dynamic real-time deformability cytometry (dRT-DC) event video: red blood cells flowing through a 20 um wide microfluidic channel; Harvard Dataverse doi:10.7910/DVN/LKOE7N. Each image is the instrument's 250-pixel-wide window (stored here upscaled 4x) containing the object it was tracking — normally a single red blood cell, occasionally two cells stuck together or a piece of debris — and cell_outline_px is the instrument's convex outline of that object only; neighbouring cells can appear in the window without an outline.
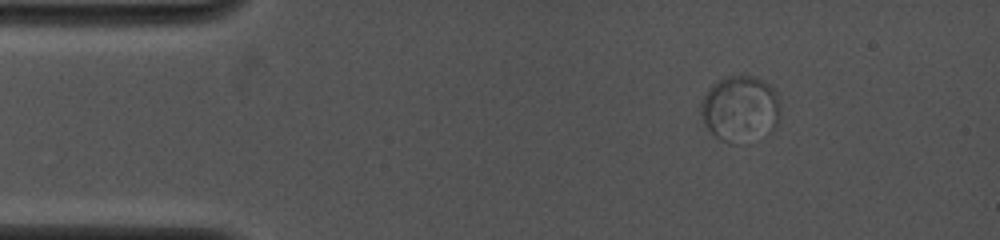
{"species": "common noctule bat (a hibernating species)", "species_latin": "Nyctalus noctula", "temperature_condition": "cold", "stored_images_in_passage": 36, "camera_frame_rate_fps": 4000, "um_per_image_px": 0.085, "animal": {"sex": "female", "body_mass_g": 19.0, "forearm_length_mm": 53.3}, "frame": {"image": 1, "passage_image": 6, "time_ms": 2.0, "image_size_px": [1000, 240], "cell_outline_px": [[780, 112], [776, 124], [768, 132], [732, 144], [728, 144], [720, 140], [704, 124], [700, 112], [700, 104], [704, 96], [712, 84], [724, 76], [756, 76], [768, 84], [776, 92]], "centroid_in_image_um": [62.87, 9.21], "position_along_channel_um": 22.1, "area_um2": 30.17}}
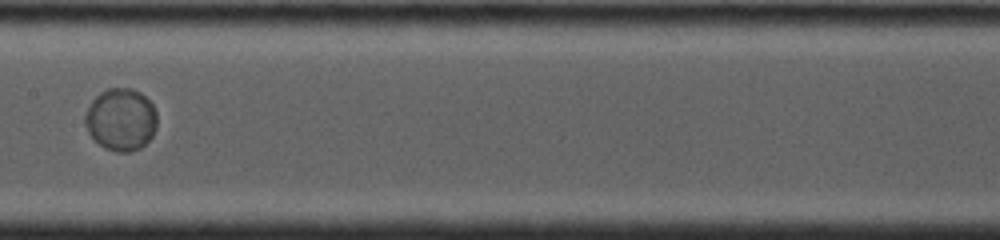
{"frame": {"image": 2, "passage_image": 21, "time_ms": 8.0, "image_size_px": [1000, 240], "cell_outline_px": [[156, 128], [152, 136], [140, 148], [128, 152], [116, 152], [104, 148], [88, 132], [84, 124], [84, 116], [92, 100], [100, 92], [108, 88], [132, 88], [140, 92], [152, 104], [156, 112]], "centroid_in_image_um": [10.27, 10.15], "position_along_channel_um": 197.1, "area_um2": 26.13}}
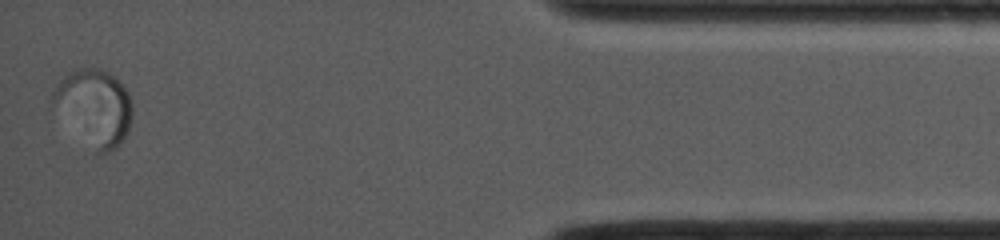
{"frame": {"image": 3, "passage_image": 36, "time_ms": 15.0, "image_size_px": [1000, 240], "cell_outline_px": [[132, 116], [128, 128], [120, 144], [108, 152], [96, 152], [52, 100], [52, 92], [60, 80], [64, 76], [80, 68], [92, 68], [104, 72], [112, 76], [128, 92], [132, 104]], "centroid_in_image_um": [8.08, 9.08], "position_along_channel_um": 427.1, "area_um2": 33.12}, "authors_computed_cell_mechanics": {"area_um2": 25.721, "velocity_mm_per_s": 4.0093, "shape_relaxation_time_tau1_ms": 0.2764, "shape_relaxation_time_tau2_ms": null, "deformation_change_tau1": 0.008, "deformation_change_tau2": null}}